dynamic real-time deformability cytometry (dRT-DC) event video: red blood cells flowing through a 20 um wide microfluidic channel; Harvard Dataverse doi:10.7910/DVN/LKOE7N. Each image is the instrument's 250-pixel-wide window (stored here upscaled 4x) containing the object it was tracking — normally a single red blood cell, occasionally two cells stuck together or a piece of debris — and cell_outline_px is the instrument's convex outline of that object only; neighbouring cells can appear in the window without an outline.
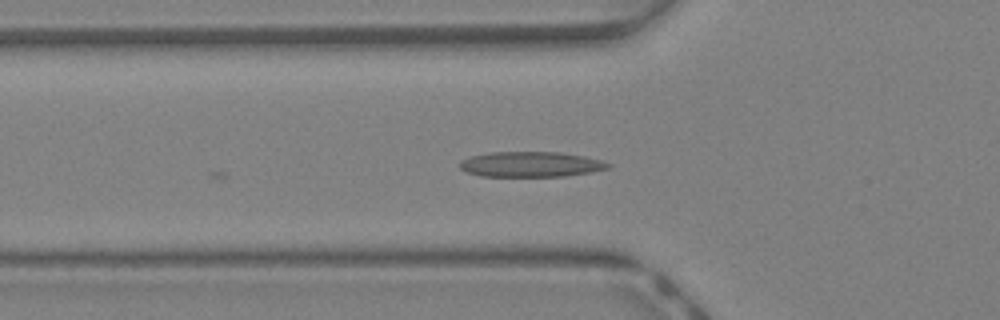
{"species": "Egyptian fruit bat (a non-hibernating species)", "species_latin": "Rousettus aegyptiacus", "temperature_condition": "warm", "stored_images_in_passage": 7, "camera_frame_rate_fps": 3000, "um_per_image_px": 0.085, "animal": {"sex": "female"}, "frame": {"image": 1, "passage_image": 2, "time_ms": 0.333, "image_size_px": [1000, 320], "cell_outline_px": [[612, 164], [608, 168], [588, 172], [564, 176], [480, 176], [464, 172], [460, 168], [460, 160], [472, 156], [492, 152], [560, 152], [584, 156], [600, 160]], "centroid_in_image_um": [45.07, 13.96], "position_along_channel_um": 80.7, "area_um2": 21.73}}
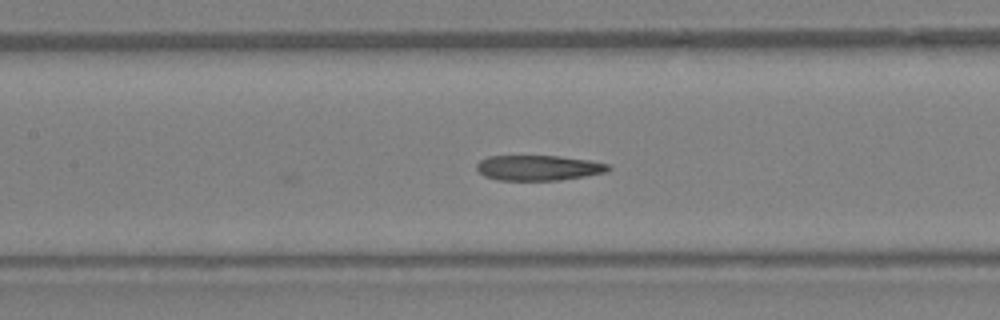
{"frame": {"image": 2, "passage_image": 7, "time_ms": 2.0, "image_size_px": [1000, 320], "cell_outline_px": [[612, 168], [608, 172], [560, 180], [496, 180], [484, 176], [476, 168], [476, 164], [480, 160], [488, 156], [560, 156], [592, 160], [608, 164]], "centroid_in_image_um": [45.79, 14.26], "position_along_channel_um": 161.6, "area_um2": 19.54}}